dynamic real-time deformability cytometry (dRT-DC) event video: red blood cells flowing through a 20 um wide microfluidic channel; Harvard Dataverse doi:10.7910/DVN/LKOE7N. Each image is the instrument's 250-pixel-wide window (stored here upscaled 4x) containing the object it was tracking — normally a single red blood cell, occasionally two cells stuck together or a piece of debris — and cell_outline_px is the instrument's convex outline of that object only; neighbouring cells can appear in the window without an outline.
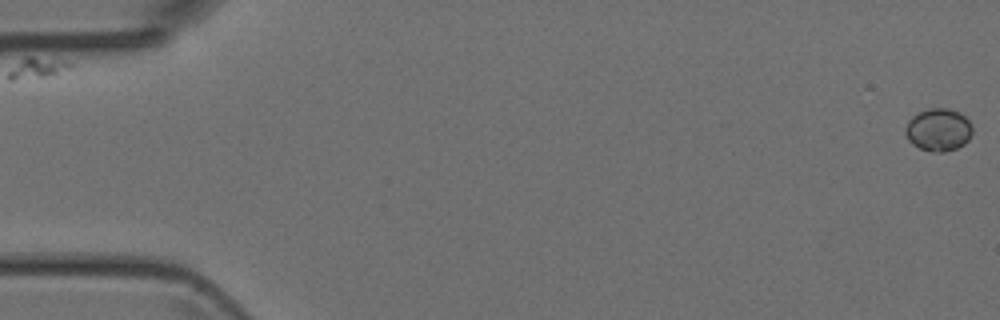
{"species": "Egyptian fruit bat (a non-hibernating species)", "species_latin": "Rousettus aegyptiacus", "temperature_condition": "room temperature", "stored_images_in_passage": 5, "camera_frame_rate_fps": 3000, "um_per_image_px": 0.085, "animal": {"sex": "female"}, "frame": {"image": 1, "passage_image": 1, "time_ms": 0.0, "image_size_px": [1000, 320], "cell_outline_px": [[972, 132], [968, 140], [964, 144], [956, 148], [944, 152], [932, 152], [920, 148], [912, 144], [908, 140], [904, 132], [908, 120], [912, 116], [928, 108], [948, 108], [960, 112], [972, 124]], "centroid_in_image_um": [79.76, 11.03], "position_along_channel_um": 5.2, "area_um2": 16.76}}
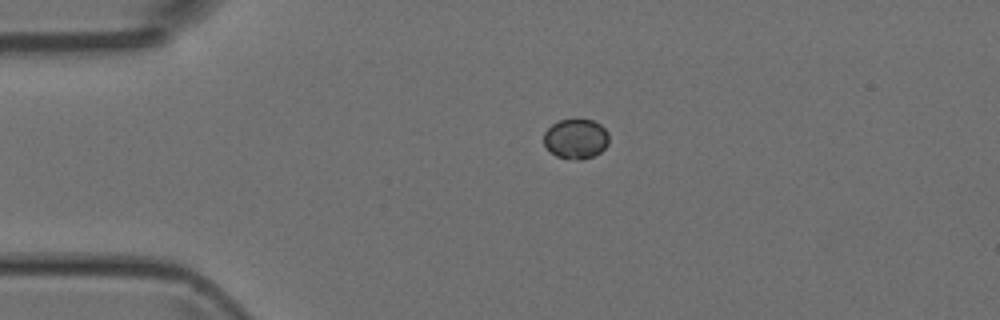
{"frame": {"image": 2, "passage_image": 4, "time_ms": 3.667, "image_size_px": [1000, 320], "cell_outline_px": [[608, 144], [600, 152], [592, 156], [580, 160], [576, 160], [556, 156], [544, 144], [544, 132], [552, 124], [560, 120], [592, 120], [600, 124], [608, 132]], "centroid_in_image_um": [48.95, 11.8], "position_along_channel_um": 36.0, "area_um2": 14.97}}